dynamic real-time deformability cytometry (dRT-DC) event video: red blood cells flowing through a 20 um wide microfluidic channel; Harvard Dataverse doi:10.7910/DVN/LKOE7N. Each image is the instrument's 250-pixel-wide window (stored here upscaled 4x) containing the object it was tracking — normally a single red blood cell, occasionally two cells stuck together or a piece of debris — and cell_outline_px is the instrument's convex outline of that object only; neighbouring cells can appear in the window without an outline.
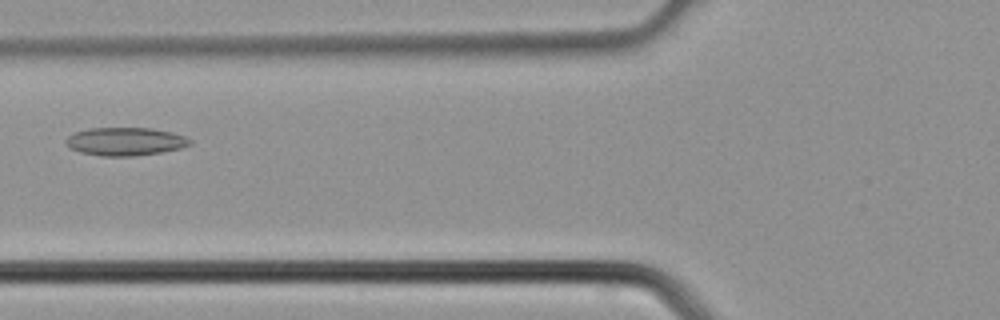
{"species": "common noctule bat (a hibernating species)", "species_latin": "Nyctalus noctula", "temperature_condition": "cold", "stored_images_in_passage": 4, "camera_frame_rate_fps": 3000, "um_per_image_px": 0.085, "animal": {"sex": "male", "body_mass_g": 21.5, "forearm_length_mm": 52.0}, "frame": {"image": 1, "passage_image": 4, "time_ms": 1.0, "image_size_px": [1000, 320], "cell_outline_px": [[192, 144], [180, 148], [160, 152], [136, 156], [100, 156], [80, 152], [72, 148], [64, 140], [72, 132], [88, 128], [152, 128], [172, 132], [184, 136], [192, 140]], "centroid_in_image_um": [10.64, 12.02], "position_along_channel_um": 115.2, "area_um2": 20.4}}